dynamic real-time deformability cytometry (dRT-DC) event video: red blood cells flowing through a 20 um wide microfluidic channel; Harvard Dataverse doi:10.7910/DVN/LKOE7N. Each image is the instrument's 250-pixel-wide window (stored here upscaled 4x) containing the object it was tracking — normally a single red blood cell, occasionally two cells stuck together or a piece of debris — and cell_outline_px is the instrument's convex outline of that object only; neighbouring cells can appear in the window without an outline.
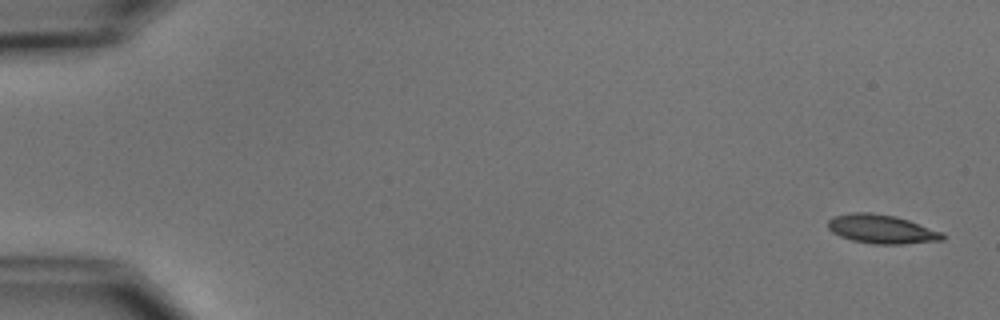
{"species": "common noctule bat (a hibernating species)", "species_latin": "Nyctalus noctula", "temperature_condition": "cold", "stored_images_in_passage": 6, "camera_frame_rate_fps": 3000, "um_per_image_px": 0.085, "animal": {"sex": "male", "body_mass_g": 15.6}, "frame": {"image": 1, "passage_image": 1, "time_ms": 0.0, "image_size_px": [1000, 320], "cell_outline_px": [[944, 240], [904, 244], [872, 244], [852, 240], [840, 236], [832, 232], [828, 228], [828, 220], [832, 216], [852, 212], [872, 212], [896, 216], [944, 232]], "centroid_in_image_um": [74.93, 19.47], "position_along_channel_um": 10.1, "area_um2": 19.48}}
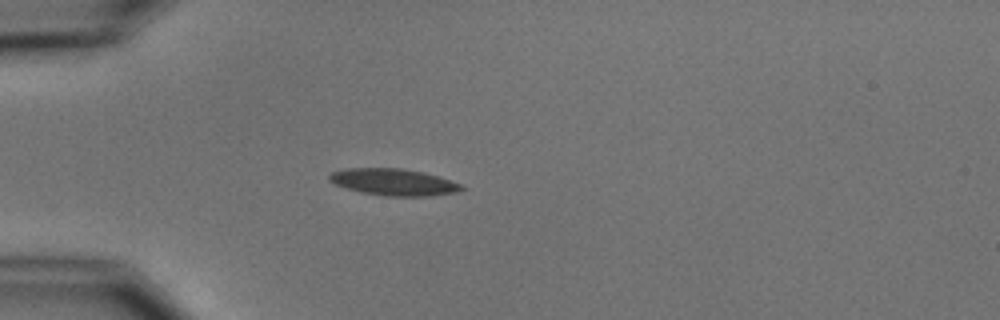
{"frame": {"image": 2, "passage_image": 5, "time_ms": 4.667, "image_size_px": [1000, 320], "cell_outline_px": [[464, 188], [456, 192], [428, 196], [384, 196], [360, 192], [336, 184], [328, 180], [328, 176], [332, 172], [348, 168], [400, 168], [424, 172], [460, 184]], "centroid_in_image_um": [33.42, 15.48], "position_along_channel_um": 51.6, "area_um2": 20.35}}